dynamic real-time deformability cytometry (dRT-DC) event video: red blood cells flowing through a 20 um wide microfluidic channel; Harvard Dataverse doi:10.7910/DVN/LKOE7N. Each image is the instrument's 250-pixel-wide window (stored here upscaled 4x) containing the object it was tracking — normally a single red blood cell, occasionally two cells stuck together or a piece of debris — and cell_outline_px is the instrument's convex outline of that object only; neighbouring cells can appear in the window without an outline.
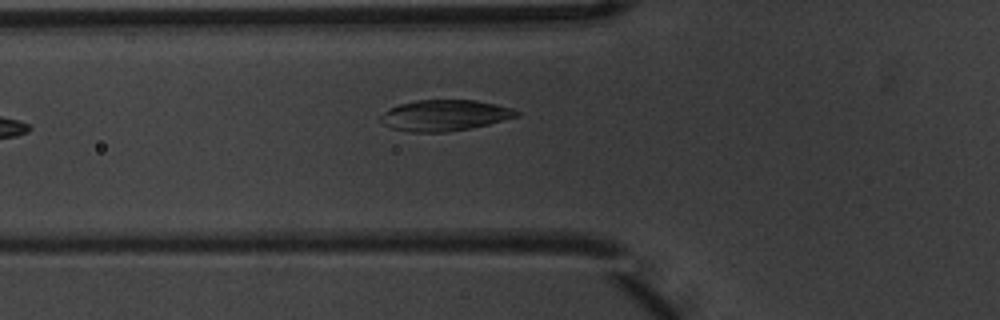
{"species": "common noctule bat (a hibernating species)", "species_latin": "Nyctalus noctula", "temperature_condition": "warm", "stored_images_in_passage": 6, "camera_frame_rate_fps": 3000, "um_per_image_px": 0.085, "animal": {"sex": "male", "body_mass_g": 20.1, "forearm_length_mm": 53.5}, "frame": {"image": 1, "passage_image": 6, "time_ms": 1.667, "image_size_px": [1000, 320], "cell_outline_px": [[520, 116], [472, 128], [444, 132], [408, 132], [392, 128], [384, 124], [380, 120], [380, 116], [384, 112], [400, 104], [416, 100], [476, 100], [496, 104], [512, 108], [520, 112]], "centroid_in_image_um": [37.82, 9.81], "position_along_channel_um": 88.0, "area_um2": 24.51}}